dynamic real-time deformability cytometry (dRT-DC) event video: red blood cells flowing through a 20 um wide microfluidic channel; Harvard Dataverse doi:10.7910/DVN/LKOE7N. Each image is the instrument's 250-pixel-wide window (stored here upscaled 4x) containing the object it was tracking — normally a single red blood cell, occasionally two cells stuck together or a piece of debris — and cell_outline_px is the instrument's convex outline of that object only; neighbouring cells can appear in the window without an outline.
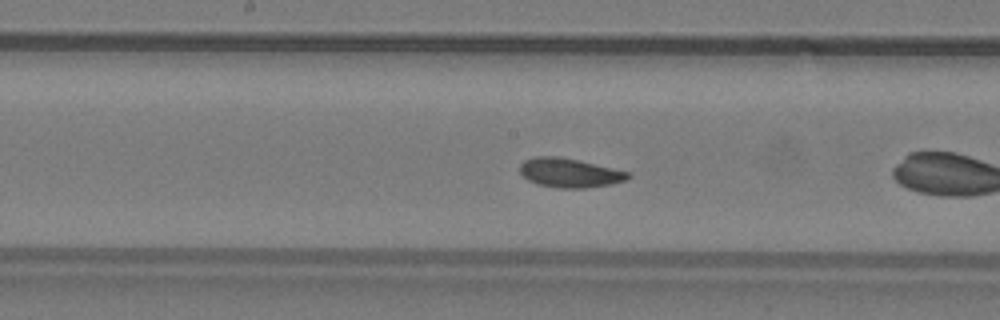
{"species": "common noctule bat (a hibernating species)", "species_latin": "Nyctalus noctula", "temperature_condition": "warm", "stored_images_in_passage": 37, "camera_frame_rate_fps": 3000, "um_per_image_px": 0.085, "animal": {"sex": "male", "body_mass_g": 19.2, "forearm_length_mm": 51.8}, "frame": {"image": 1, "passage_image": 11, "time_ms": 3.333, "image_size_px": [1000, 320], "cell_outline_px": [[632, 176], [624, 180], [612, 184], [588, 188], [556, 188], [536, 184], [528, 180], [520, 172], [520, 164], [524, 160], [536, 156], [560, 156], [632, 172]], "centroid_in_image_um": [48.43, 14.69], "position_along_channel_um": 199.8, "area_um2": 18.61}, "authors_computed_cell_mechanics": {"area_um2": 18.1492, "velocity_mm_per_s": 3.9212, "shape_relaxation_time_tau1_ms": 2.8078, "shape_relaxation_time_tau2_ms": 4.8355, "deformation_change_tau1": 0.064, "deformation_change_tau2": 0.0849}}